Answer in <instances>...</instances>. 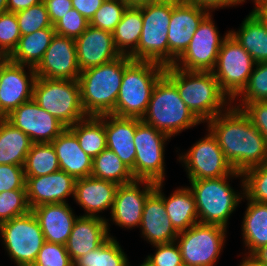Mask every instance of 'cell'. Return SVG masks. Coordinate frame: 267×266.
<instances>
[{"label": "cell", "instance_id": "10", "mask_svg": "<svg viewBox=\"0 0 267 266\" xmlns=\"http://www.w3.org/2000/svg\"><path fill=\"white\" fill-rule=\"evenodd\" d=\"M254 66L250 54L229 33L222 42L212 73L221 90L233 102L247 86Z\"/></svg>", "mask_w": 267, "mask_h": 266}, {"label": "cell", "instance_id": "50", "mask_svg": "<svg viewBox=\"0 0 267 266\" xmlns=\"http://www.w3.org/2000/svg\"><path fill=\"white\" fill-rule=\"evenodd\" d=\"M72 6L88 21L92 19L95 12L101 7L105 0H71Z\"/></svg>", "mask_w": 267, "mask_h": 266}, {"label": "cell", "instance_id": "48", "mask_svg": "<svg viewBox=\"0 0 267 266\" xmlns=\"http://www.w3.org/2000/svg\"><path fill=\"white\" fill-rule=\"evenodd\" d=\"M241 109L267 142V101L249 102Z\"/></svg>", "mask_w": 267, "mask_h": 266}, {"label": "cell", "instance_id": "45", "mask_svg": "<svg viewBox=\"0 0 267 266\" xmlns=\"http://www.w3.org/2000/svg\"><path fill=\"white\" fill-rule=\"evenodd\" d=\"M88 26L89 21L74 8L53 25L56 35L73 39L79 37Z\"/></svg>", "mask_w": 267, "mask_h": 266}, {"label": "cell", "instance_id": "36", "mask_svg": "<svg viewBox=\"0 0 267 266\" xmlns=\"http://www.w3.org/2000/svg\"><path fill=\"white\" fill-rule=\"evenodd\" d=\"M59 170V161L52 144L33 143L24 164L25 177L48 175Z\"/></svg>", "mask_w": 267, "mask_h": 266}, {"label": "cell", "instance_id": "30", "mask_svg": "<svg viewBox=\"0 0 267 266\" xmlns=\"http://www.w3.org/2000/svg\"><path fill=\"white\" fill-rule=\"evenodd\" d=\"M55 34L54 27H48L21 36L8 59L17 64L36 68Z\"/></svg>", "mask_w": 267, "mask_h": 266}, {"label": "cell", "instance_id": "47", "mask_svg": "<svg viewBox=\"0 0 267 266\" xmlns=\"http://www.w3.org/2000/svg\"><path fill=\"white\" fill-rule=\"evenodd\" d=\"M24 166L0 165V193L3 191L26 189Z\"/></svg>", "mask_w": 267, "mask_h": 266}, {"label": "cell", "instance_id": "56", "mask_svg": "<svg viewBox=\"0 0 267 266\" xmlns=\"http://www.w3.org/2000/svg\"><path fill=\"white\" fill-rule=\"evenodd\" d=\"M252 11L256 12L261 17V19L263 20V22L267 27V8L252 10Z\"/></svg>", "mask_w": 267, "mask_h": 266}, {"label": "cell", "instance_id": "44", "mask_svg": "<svg viewBox=\"0 0 267 266\" xmlns=\"http://www.w3.org/2000/svg\"><path fill=\"white\" fill-rule=\"evenodd\" d=\"M32 266H74L66 245L45 241Z\"/></svg>", "mask_w": 267, "mask_h": 266}, {"label": "cell", "instance_id": "35", "mask_svg": "<svg viewBox=\"0 0 267 266\" xmlns=\"http://www.w3.org/2000/svg\"><path fill=\"white\" fill-rule=\"evenodd\" d=\"M91 176L111 181L117 185L127 184L135 180L131 169L108 148L93 158Z\"/></svg>", "mask_w": 267, "mask_h": 266}, {"label": "cell", "instance_id": "25", "mask_svg": "<svg viewBox=\"0 0 267 266\" xmlns=\"http://www.w3.org/2000/svg\"><path fill=\"white\" fill-rule=\"evenodd\" d=\"M31 211L39 221L45 241L66 245L78 218L68 203L43 204Z\"/></svg>", "mask_w": 267, "mask_h": 266}, {"label": "cell", "instance_id": "7", "mask_svg": "<svg viewBox=\"0 0 267 266\" xmlns=\"http://www.w3.org/2000/svg\"><path fill=\"white\" fill-rule=\"evenodd\" d=\"M180 0H162L141 6L142 33L132 60L151 61L169 66L168 28L173 7Z\"/></svg>", "mask_w": 267, "mask_h": 266}, {"label": "cell", "instance_id": "2", "mask_svg": "<svg viewBox=\"0 0 267 266\" xmlns=\"http://www.w3.org/2000/svg\"><path fill=\"white\" fill-rule=\"evenodd\" d=\"M164 75L177 87L181 99L201 123L232 105L212 72L187 71L171 65L165 67Z\"/></svg>", "mask_w": 267, "mask_h": 266}, {"label": "cell", "instance_id": "5", "mask_svg": "<svg viewBox=\"0 0 267 266\" xmlns=\"http://www.w3.org/2000/svg\"><path fill=\"white\" fill-rule=\"evenodd\" d=\"M234 176L243 178L242 173L233 171L224 177L189 180L199 223L227 228L228 219L244 198V179L241 180L243 193L234 191L227 181ZM240 194H243V197Z\"/></svg>", "mask_w": 267, "mask_h": 266}, {"label": "cell", "instance_id": "57", "mask_svg": "<svg viewBox=\"0 0 267 266\" xmlns=\"http://www.w3.org/2000/svg\"><path fill=\"white\" fill-rule=\"evenodd\" d=\"M255 8L253 10H259L267 8V0H253Z\"/></svg>", "mask_w": 267, "mask_h": 266}, {"label": "cell", "instance_id": "55", "mask_svg": "<svg viewBox=\"0 0 267 266\" xmlns=\"http://www.w3.org/2000/svg\"><path fill=\"white\" fill-rule=\"evenodd\" d=\"M127 6L139 7L145 4L159 2L162 0H122Z\"/></svg>", "mask_w": 267, "mask_h": 266}, {"label": "cell", "instance_id": "28", "mask_svg": "<svg viewBox=\"0 0 267 266\" xmlns=\"http://www.w3.org/2000/svg\"><path fill=\"white\" fill-rule=\"evenodd\" d=\"M250 54L255 63H267V27L254 11L242 22L238 31H229Z\"/></svg>", "mask_w": 267, "mask_h": 266}, {"label": "cell", "instance_id": "33", "mask_svg": "<svg viewBox=\"0 0 267 266\" xmlns=\"http://www.w3.org/2000/svg\"><path fill=\"white\" fill-rule=\"evenodd\" d=\"M142 27L141 6H128L112 32L115 47L121 55L129 56L138 47Z\"/></svg>", "mask_w": 267, "mask_h": 266}, {"label": "cell", "instance_id": "58", "mask_svg": "<svg viewBox=\"0 0 267 266\" xmlns=\"http://www.w3.org/2000/svg\"><path fill=\"white\" fill-rule=\"evenodd\" d=\"M8 11L7 0H0V14Z\"/></svg>", "mask_w": 267, "mask_h": 266}, {"label": "cell", "instance_id": "14", "mask_svg": "<svg viewBox=\"0 0 267 266\" xmlns=\"http://www.w3.org/2000/svg\"><path fill=\"white\" fill-rule=\"evenodd\" d=\"M187 170L189 180L219 178L230 175L234 170L224 157L217 140L208 134L196 142L184 155H179Z\"/></svg>", "mask_w": 267, "mask_h": 266}, {"label": "cell", "instance_id": "8", "mask_svg": "<svg viewBox=\"0 0 267 266\" xmlns=\"http://www.w3.org/2000/svg\"><path fill=\"white\" fill-rule=\"evenodd\" d=\"M32 99L66 128L87 117L81 104L78 80L36 77Z\"/></svg>", "mask_w": 267, "mask_h": 266}, {"label": "cell", "instance_id": "38", "mask_svg": "<svg viewBox=\"0 0 267 266\" xmlns=\"http://www.w3.org/2000/svg\"><path fill=\"white\" fill-rule=\"evenodd\" d=\"M238 97L241 103L234 107L239 109L249 102L267 101V63H255L247 86L234 100Z\"/></svg>", "mask_w": 267, "mask_h": 266}, {"label": "cell", "instance_id": "24", "mask_svg": "<svg viewBox=\"0 0 267 266\" xmlns=\"http://www.w3.org/2000/svg\"><path fill=\"white\" fill-rule=\"evenodd\" d=\"M140 121L141 119L138 118L119 117L113 114L104 115L107 148L112 150L131 169L133 177L136 157L133 141L136 126Z\"/></svg>", "mask_w": 267, "mask_h": 266}, {"label": "cell", "instance_id": "18", "mask_svg": "<svg viewBox=\"0 0 267 266\" xmlns=\"http://www.w3.org/2000/svg\"><path fill=\"white\" fill-rule=\"evenodd\" d=\"M209 13L206 8L181 0L173 7L168 28L169 66L184 53L199 24Z\"/></svg>", "mask_w": 267, "mask_h": 266}, {"label": "cell", "instance_id": "9", "mask_svg": "<svg viewBox=\"0 0 267 266\" xmlns=\"http://www.w3.org/2000/svg\"><path fill=\"white\" fill-rule=\"evenodd\" d=\"M0 234L16 266H32L45 242L39 221L31 210L1 223Z\"/></svg>", "mask_w": 267, "mask_h": 266}, {"label": "cell", "instance_id": "60", "mask_svg": "<svg viewBox=\"0 0 267 266\" xmlns=\"http://www.w3.org/2000/svg\"><path fill=\"white\" fill-rule=\"evenodd\" d=\"M128 266H130L128 264ZM140 266H152L147 259L144 260V262Z\"/></svg>", "mask_w": 267, "mask_h": 266}, {"label": "cell", "instance_id": "21", "mask_svg": "<svg viewBox=\"0 0 267 266\" xmlns=\"http://www.w3.org/2000/svg\"><path fill=\"white\" fill-rule=\"evenodd\" d=\"M77 60L80 71L108 63L119 56L111 32L88 26L75 39Z\"/></svg>", "mask_w": 267, "mask_h": 266}, {"label": "cell", "instance_id": "49", "mask_svg": "<svg viewBox=\"0 0 267 266\" xmlns=\"http://www.w3.org/2000/svg\"><path fill=\"white\" fill-rule=\"evenodd\" d=\"M43 2L46 5L52 25L73 8L71 0H43Z\"/></svg>", "mask_w": 267, "mask_h": 266}, {"label": "cell", "instance_id": "34", "mask_svg": "<svg viewBox=\"0 0 267 266\" xmlns=\"http://www.w3.org/2000/svg\"><path fill=\"white\" fill-rule=\"evenodd\" d=\"M69 129L76 135L82 150L92 159L107 148L104 115L87 116Z\"/></svg>", "mask_w": 267, "mask_h": 266}, {"label": "cell", "instance_id": "59", "mask_svg": "<svg viewBox=\"0 0 267 266\" xmlns=\"http://www.w3.org/2000/svg\"><path fill=\"white\" fill-rule=\"evenodd\" d=\"M8 60V56L0 49V67Z\"/></svg>", "mask_w": 267, "mask_h": 266}, {"label": "cell", "instance_id": "29", "mask_svg": "<svg viewBox=\"0 0 267 266\" xmlns=\"http://www.w3.org/2000/svg\"><path fill=\"white\" fill-rule=\"evenodd\" d=\"M163 201L167 216L178 233L199 223L195 197L188 186L175 190L169 197L164 194Z\"/></svg>", "mask_w": 267, "mask_h": 266}, {"label": "cell", "instance_id": "23", "mask_svg": "<svg viewBox=\"0 0 267 266\" xmlns=\"http://www.w3.org/2000/svg\"><path fill=\"white\" fill-rule=\"evenodd\" d=\"M107 221L101 216L82 215L76 219L66 243V250L73 262L102 245L111 236Z\"/></svg>", "mask_w": 267, "mask_h": 266}, {"label": "cell", "instance_id": "32", "mask_svg": "<svg viewBox=\"0 0 267 266\" xmlns=\"http://www.w3.org/2000/svg\"><path fill=\"white\" fill-rule=\"evenodd\" d=\"M248 201L242 222V234L245 246L252 255L257 249L267 245V203Z\"/></svg>", "mask_w": 267, "mask_h": 266}, {"label": "cell", "instance_id": "52", "mask_svg": "<svg viewBox=\"0 0 267 266\" xmlns=\"http://www.w3.org/2000/svg\"><path fill=\"white\" fill-rule=\"evenodd\" d=\"M43 0H7V8L9 12H18L37 5Z\"/></svg>", "mask_w": 267, "mask_h": 266}, {"label": "cell", "instance_id": "22", "mask_svg": "<svg viewBox=\"0 0 267 266\" xmlns=\"http://www.w3.org/2000/svg\"><path fill=\"white\" fill-rule=\"evenodd\" d=\"M76 179L65 171L26 177V196L29 208L53 203H66L67 196H74Z\"/></svg>", "mask_w": 267, "mask_h": 266}, {"label": "cell", "instance_id": "27", "mask_svg": "<svg viewBox=\"0 0 267 266\" xmlns=\"http://www.w3.org/2000/svg\"><path fill=\"white\" fill-rule=\"evenodd\" d=\"M60 170L75 179L91 176L93 159L79 146L76 135L66 128L52 142Z\"/></svg>", "mask_w": 267, "mask_h": 266}, {"label": "cell", "instance_id": "6", "mask_svg": "<svg viewBox=\"0 0 267 266\" xmlns=\"http://www.w3.org/2000/svg\"><path fill=\"white\" fill-rule=\"evenodd\" d=\"M141 120L170 138L201 123L183 102L177 87L165 75L156 83Z\"/></svg>", "mask_w": 267, "mask_h": 266}, {"label": "cell", "instance_id": "12", "mask_svg": "<svg viewBox=\"0 0 267 266\" xmlns=\"http://www.w3.org/2000/svg\"><path fill=\"white\" fill-rule=\"evenodd\" d=\"M168 139H171L168 135L142 120L137 124L133 141L136 148L135 179L164 182V145Z\"/></svg>", "mask_w": 267, "mask_h": 266}, {"label": "cell", "instance_id": "1", "mask_svg": "<svg viewBox=\"0 0 267 266\" xmlns=\"http://www.w3.org/2000/svg\"><path fill=\"white\" fill-rule=\"evenodd\" d=\"M206 123L234 171L267 162V142L242 109L231 105Z\"/></svg>", "mask_w": 267, "mask_h": 266}, {"label": "cell", "instance_id": "39", "mask_svg": "<svg viewBox=\"0 0 267 266\" xmlns=\"http://www.w3.org/2000/svg\"><path fill=\"white\" fill-rule=\"evenodd\" d=\"M241 179H244V197L267 203V162L246 170Z\"/></svg>", "mask_w": 267, "mask_h": 266}, {"label": "cell", "instance_id": "46", "mask_svg": "<svg viewBox=\"0 0 267 266\" xmlns=\"http://www.w3.org/2000/svg\"><path fill=\"white\" fill-rule=\"evenodd\" d=\"M156 252L148 255L147 259L152 266H183V260L176 241L166 244L153 245Z\"/></svg>", "mask_w": 267, "mask_h": 266}, {"label": "cell", "instance_id": "54", "mask_svg": "<svg viewBox=\"0 0 267 266\" xmlns=\"http://www.w3.org/2000/svg\"><path fill=\"white\" fill-rule=\"evenodd\" d=\"M248 256L244 257L239 266H265L263 263L258 261L253 255L247 254Z\"/></svg>", "mask_w": 267, "mask_h": 266}, {"label": "cell", "instance_id": "51", "mask_svg": "<svg viewBox=\"0 0 267 266\" xmlns=\"http://www.w3.org/2000/svg\"><path fill=\"white\" fill-rule=\"evenodd\" d=\"M181 1L188 4L206 8L209 11L210 10L213 11V9L215 10L217 8L223 9V7L235 6L237 4L239 5L245 2V0H181Z\"/></svg>", "mask_w": 267, "mask_h": 266}, {"label": "cell", "instance_id": "17", "mask_svg": "<svg viewBox=\"0 0 267 266\" xmlns=\"http://www.w3.org/2000/svg\"><path fill=\"white\" fill-rule=\"evenodd\" d=\"M75 39L56 35L38 66L36 77L58 80H77L80 75Z\"/></svg>", "mask_w": 267, "mask_h": 266}, {"label": "cell", "instance_id": "40", "mask_svg": "<svg viewBox=\"0 0 267 266\" xmlns=\"http://www.w3.org/2000/svg\"><path fill=\"white\" fill-rule=\"evenodd\" d=\"M127 7L122 0H105L89 21V25L112 33Z\"/></svg>", "mask_w": 267, "mask_h": 266}, {"label": "cell", "instance_id": "4", "mask_svg": "<svg viewBox=\"0 0 267 266\" xmlns=\"http://www.w3.org/2000/svg\"><path fill=\"white\" fill-rule=\"evenodd\" d=\"M164 74L165 67L161 64L131 60L124 69L113 115L142 119L153 89Z\"/></svg>", "mask_w": 267, "mask_h": 266}, {"label": "cell", "instance_id": "20", "mask_svg": "<svg viewBox=\"0 0 267 266\" xmlns=\"http://www.w3.org/2000/svg\"><path fill=\"white\" fill-rule=\"evenodd\" d=\"M163 182H157L155 189L148 195L141 218L140 228L143 237L151 245L175 242L178 232L167 216L163 194Z\"/></svg>", "mask_w": 267, "mask_h": 266}, {"label": "cell", "instance_id": "53", "mask_svg": "<svg viewBox=\"0 0 267 266\" xmlns=\"http://www.w3.org/2000/svg\"><path fill=\"white\" fill-rule=\"evenodd\" d=\"M258 261L263 263L265 266H267V245L262 246L261 248L257 249L252 254Z\"/></svg>", "mask_w": 267, "mask_h": 266}, {"label": "cell", "instance_id": "19", "mask_svg": "<svg viewBox=\"0 0 267 266\" xmlns=\"http://www.w3.org/2000/svg\"><path fill=\"white\" fill-rule=\"evenodd\" d=\"M140 185H144L142 190ZM155 187L156 182L139 179L119 185L111 211L112 221L127 229L139 227L144 203Z\"/></svg>", "mask_w": 267, "mask_h": 266}, {"label": "cell", "instance_id": "3", "mask_svg": "<svg viewBox=\"0 0 267 266\" xmlns=\"http://www.w3.org/2000/svg\"><path fill=\"white\" fill-rule=\"evenodd\" d=\"M132 59L127 55L80 72L78 84L83 111L87 116L113 114L124 75Z\"/></svg>", "mask_w": 267, "mask_h": 266}, {"label": "cell", "instance_id": "26", "mask_svg": "<svg viewBox=\"0 0 267 266\" xmlns=\"http://www.w3.org/2000/svg\"><path fill=\"white\" fill-rule=\"evenodd\" d=\"M118 186L92 176L76 179L73 198L86 211L84 216L97 217L105 209L112 211Z\"/></svg>", "mask_w": 267, "mask_h": 266}, {"label": "cell", "instance_id": "31", "mask_svg": "<svg viewBox=\"0 0 267 266\" xmlns=\"http://www.w3.org/2000/svg\"><path fill=\"white\" fill-rule=\"evenodd\" d=\"M32 144L29 136L0 118V165L24 166Z\"/></svg>", "mask_w": 267, "mask_h": 266}, {"label": "cell", "instance_id": "15", "mask_svg": "<svg viewBox=\"0 0 267 266\" xmlns=\"http://www.w3.org/2000/svg\"><path fill=\"white\" fill-rule=\"evenodd\" d=\"M13 127L30 137L33 143H51L66 127L53 115L30 99L5 118Z\"/></svg>", "mask_w": 267, "mask_h": 266}, {"label": "cell", "instance_id": "16", "mask_svg": "<svg viewBox=\"0 0 267 266\" xmlns=\"http://www.w3.org/2000/svg\"><path fill=\"white\" fill-rule=\"evenodd\" d=\"M24 68L26 66L9 59L1 66L0 118H5L21 104L32 99L36 80L35 68L28 66L29 73Z\"/></svg>", "mask_w": 267, "mask_h": 266}, {"label": "cell", "instance_id": "37", "mask_svg": "<svg viewBox=\"0 0 267 266\" xmlns=\"http://www.w3.org/2000/svg\"><path fill=\"white\" fill-rule=\"evenodd\" d=\"M73 263L74 266H128L129 261L119 242L110 236L102 245Z\"/></svg>", "mask_w": 267, "mask_h": 266}, {"label": "cell", "instance_id": "43", "mask_svg": "<svg viewBox=\"0 0 267 266\" xmlns=\"http://www.w3.org/2000/svg\"><path fill=\"white\" fill-rule=\"evenodd\" d=\"M21 32L14 12L0 14V49L9 56L17 47Z\"/></svg>", "mask_w": 267, "mask_h": 266}, {"label": "cell", "instance_id": "11", "mask_svg": "<svg viewBox=\"0 0 267 266\" xmlns=\"http://www.w3.org/2000/svg\"><path fill=\"white\" fill-rule=\"evenodd\" d=\"M225 227L197 223L176 238L183 264L186 266H214L223 250Z\"/></svg>", "mask_w": 267, "mask_h": 266}, {"label": "cell", "instance_id": "42", "mask_svg": "<svg viewBox=\"0 0 267 266\" xmlns=\"http://www.w3.org/2000/svg\"><path fill=\"white\" fill-rule=\"evenodd\" d=\"M29 208L26 189H15L0 193V224L27 214Z\"/></svg>", "mask_w": 267, "mask_h": 266}, {"label": "cell", "instance_id": "41", "mask_svg": "<svg viewBox=\"0 0 267 266\" xmlns=\"http://www.w3.org/2000/svg\"><path fill=\"white\" fill-rule=\"evenodd\" d=\"M15 14L21 36L34 33L43 28L53 27L43 1L28 9L18 11Z\"/></svg>", "mask_w": 267, "mask_h": 266}, {"label": "cell", "instance_id": "13", "mask_svg": "<svg viewBox=\"0 0 267 266\" xmlns=\"http://www.w3.org/2000/svg\"><path fill=\"white\" fill-rule=\"evenodd\" d=\"M216 28L210 13L201 21L196 29L187 49L175 61L174 67L187 71L212 72L218 58L223 38Z\"/></svg>", "mask_w": 267, "mask_h": 266}]
</instances>
